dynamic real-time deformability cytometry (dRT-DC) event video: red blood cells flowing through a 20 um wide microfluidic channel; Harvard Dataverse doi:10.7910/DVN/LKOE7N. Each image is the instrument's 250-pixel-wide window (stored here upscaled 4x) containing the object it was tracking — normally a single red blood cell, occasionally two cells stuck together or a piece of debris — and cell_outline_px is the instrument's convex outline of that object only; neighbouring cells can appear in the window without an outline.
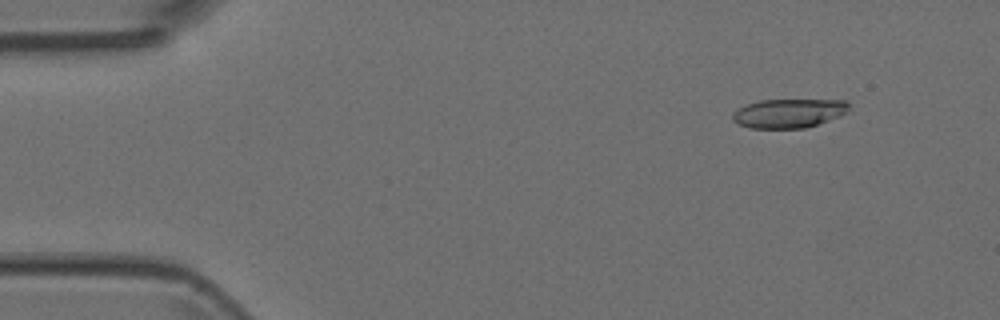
{"species": "Egyptian fruit bat (a non-hibernating species)", "species_latin": "Rousettus aegyptiacus", "temperature_condition": "room temperature", "stored_images_in_passage": 51, "camera_frame_rate_fps": 3000, "um_per_image_px": 0.085, "animal": {"sex": "female"}, "frame": {"image": 1, "passage_image": 5, "time_ms": 1.333, "image_size_px": [1000, 320], "cell_outline_px": [[848, 108], [840, 116], [804, 128], [748, 128], [736, 124], [732, 120], [732, 112], [748, 104], [760, 100], [844, 100], [848, 104]], "centroid_in_image_um": [66.97, 9.63], "position_along_channel_um": 18.0, "area_um2": 19.48}}
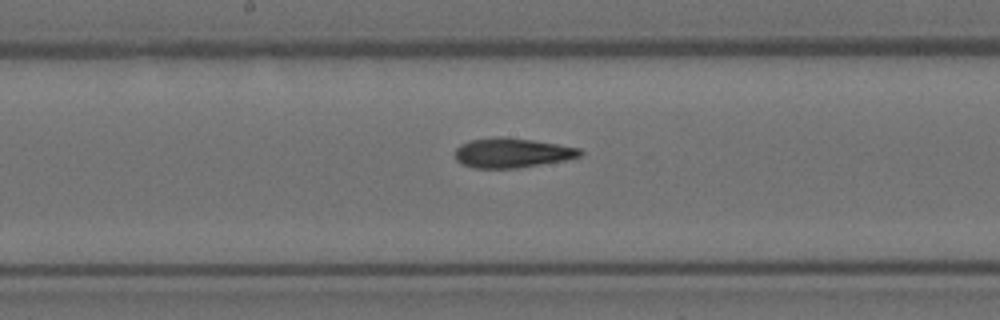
{"frame": {"image": 2, "passage_image": 26, "time_ms": 8.333, "image_size_px": [1000, 320], "cell_outline_px": [[584, 152], [580, 156], [564, 160], [516, 168], [472, 168], [460, 164], [456, 160], [456, 148], [460, 144], [472, 140], [532, 140], [580, 148]], "centroid_in_image_um": [43.53, 13.05], "position_along_channel_um": 204.7, "area_um2": 20.58}}
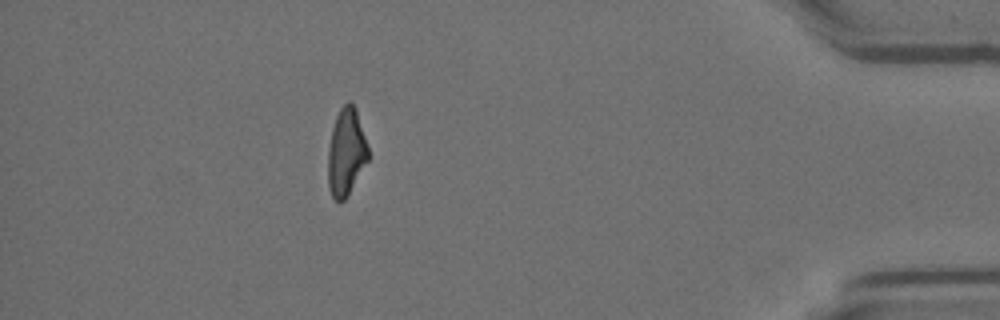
{"frame": {"image": 3, "passage_image": 45, "time_ms": 14.667, "image_size_px": [1000, 320], "cell_outline_px": [[368, 160], [344, 200], [340, 204], [332, 196], [328, 188], [328, 148], [332, 128], [336, 116], [340, 108], [348, 100], [352, 100], [356, 108], [368, 148]], "centroid_in_image_um": [29.41, 12.9], "position_along_channel_um": 405.8, "area_um2": 20.4}}